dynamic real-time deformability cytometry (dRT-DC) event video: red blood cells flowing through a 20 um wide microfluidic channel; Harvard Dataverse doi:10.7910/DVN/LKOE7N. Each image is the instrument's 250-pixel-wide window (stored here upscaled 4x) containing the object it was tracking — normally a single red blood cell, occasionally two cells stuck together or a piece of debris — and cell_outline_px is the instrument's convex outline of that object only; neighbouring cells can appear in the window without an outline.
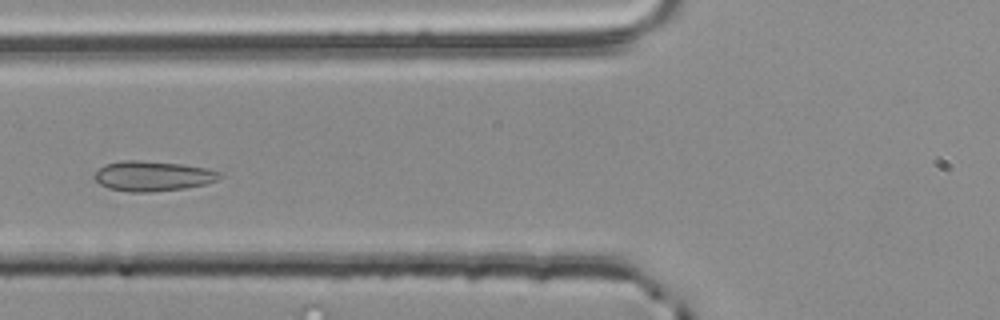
{"species": "common noctule bat (a hibernating species)", "species_latin": "Nyctalus noctula", "temperature_condition": "room temperature", "stored_images_in_passage": 15, "camera_frame_rate_fps": 3000, "um_per_image_px": 0.085, "animal": {"sex": "male", "body_mass_g": 20.4}, "frame": {"image": 1, "passage_image": 13, "time_ms": 4.0, "image_size_px": [1000, 320], "cell_outline_px": [[224, 176], [216, 180], [204, 184], [184, 188], [152, 192], [128, 192], [108, 188], [100, 184], [92, 176], [104, 164], [120, 160], [136, 160], [180, 164], [208, 168], [224, 172]], "centroid_in_image_um": [12.99, 14.96], "position_along_channel_um": 112.8, "area_um2": 22.08}}